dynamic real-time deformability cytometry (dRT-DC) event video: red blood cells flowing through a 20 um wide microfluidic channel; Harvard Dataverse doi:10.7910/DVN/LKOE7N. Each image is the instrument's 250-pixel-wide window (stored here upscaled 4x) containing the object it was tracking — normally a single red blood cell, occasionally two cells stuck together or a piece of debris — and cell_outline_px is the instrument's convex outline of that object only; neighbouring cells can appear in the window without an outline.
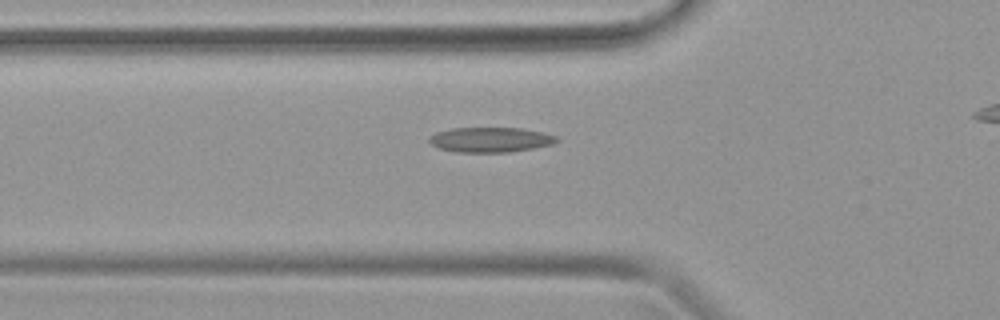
{"species": "common noctule bat (a hibernating species)", "species_latin": "Nyctalus noctula", "temperature_condition": "warm", "stored_images_in_passage": 27, "camera_frame_rate_fps": 3000, "um_per_image_px": 0.085, "animal": {"sex": "female", "body_mass_g": 19.9}, "frame": {"image": 1, "passage_image": 9, "time_ms": 2.667, "image_size_px": [1000, 320], "cell_outline_px": [[552, 140], [540, 144], [520, 148], [448, 148], [436, 144], [448, 132], [468, 128], [504, 128], [528, 132]], "centroid_in_image_um": [41.68, 11.79], "position_along_channel_um": 84.1, "area_um2": 12.89}}
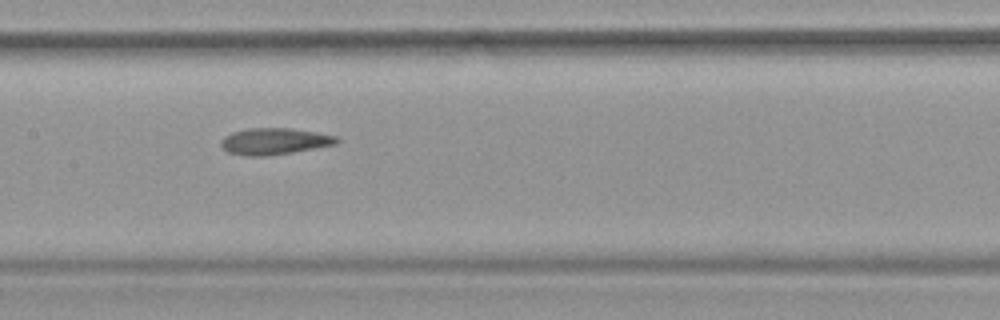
{"frame": {"image": 2, "passage_image": 16, "time_ms": 5.0, "image_size_px": [1000, 320], "cell_outline_px": [[332, 140], [324, 144], [280, 152], [236, 152], [228, 148], [224, 144], [232, 136], [244, 132], [296, 132], [324, 136]], "centroid_in_image_um": [23.24, 12.04], "position_along_channel_um": 184.2, "area_um2": 12.08}}
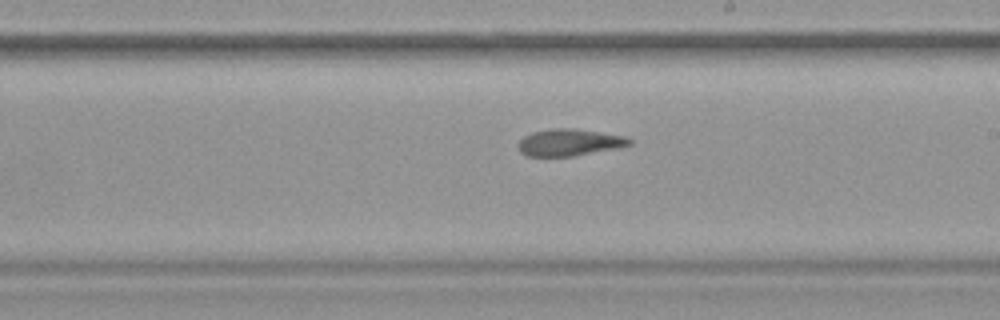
{"frame": {"image": 3, "passage_image": 20, "time_ms": 6.333, "image_size_px": [1000, 320], "cell_outline_px": [[628, 140], [624, 144], [560, 156], [536, 156], [524, 152], [520, 148], [520, 144], [524, 140], [532, 136], [544, 132], [576, 132], [608, 136]], "centroid_in_image_um": [48.17, 12.19], "position_along_channel_um": 240.8, "area_um2": 13.06}}